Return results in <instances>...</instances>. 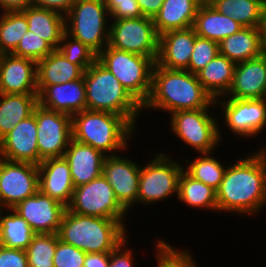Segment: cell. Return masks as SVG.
<instances>
[{
	"label": "cell",
	"mask_w": 266,
	"mask_h": 267,
	"mask_svg": "<svg viewBox=\"0 0 266 267\" xmlns=\"http://www.w3.org/2000/svg\"><path fill=\"white\" fill-rule=\"evenodd\" d=\"M259 149L228 164L216 191L218 212L252 217L263 212L261 210L266 207V147Z\"/></svg>",
	"instance_id": "1"
},
{
	"label": "cell",
	"mask_w": 266,
	"mask_h": 267,
	"mask_svg": "<svg viewBox=\"0 0 266 267\" xmlns=\"http://www.w3.org/2000/svg\"><path fill=\"white\" fill-rule=\"evenodd\" d=\"M217 107L204 90L197 75L187 70L168 69L156 63L152 69L151 92L142 110H164L172 114L180 110Z\"/></svg>",
	"instance_id": "2"
},
{
	"label": "cell",
	"mask_w": 266,
	"mask_h": 267,
	"mask_svg": "<svg viewBox=\"0 0 266 267\" xmlns=\"http://www.w3.org/2000/svg\"><path fill=\"white\" fill-rule=\"evenodd\" d=\"M71 121L72 139L90 145L105 155L123 152L129 147V141L137 136V128L124 116L108 111L86 109L74 114Z\"/></svg>",
	"instance_id": "3"
},
{
	"label": "cell",
	"mask_w": 266,
	"mask_h": 267,
	"mask_svg": "<svg viewBox=\"0 0 266 267\" xmlns=\"http://www.w3.org/2000/svg\"><path fill=\"white\" fill-rule=\"evenodd\" d=\"M126 227L116 219L80 215L66 208L57 235L85 253H103L111 252L128 237Z\"/></svg>",
	"instance_id": "4"
},
{
	"label": "cell",
	"mask_w": 266,
	"mask_h": 267,
	"mask_svg": "<svg viewBox=\"0 0 266 267\" xmlns=\"http://www.w3.org/2000/svg\"><path fill=\"white\" fill-rule=\"evenodd\" d=\"M84 82L86 109L108 111L124 116L137 128L138 114H142V106L97 60L85 70Z\"/></svg>",
	"instance_id": "5"
},
{
	"label": "cell",
	"mask_w": 266,
	"mask_h": 267,
	"mask_svg": "<svg viewBox=\"0 0 266 267\" xmlns=\"http://www.w3.org/2000/svg\"><path fill=\"white\" fill-rule=\"evenodd\" d=\"M97 61L119 80L141 106L144 105L151 92L155 64L150 57L119 50L108 44L97 55Z\"/></svg>",
	"instance_id": "6"
},
{
	"label": "cell",
	"mask_w": 266,
	"mask_h": 267,
	"mask_svg": "<svg viewBox=\"0 0 266 267\" xmlns=\"http://www.w3.org/2000/svg\"><path fill=\"white\" fill-rule=\"evenodd\" d=\"M108 16L105 0H76L65 16V33L98 55L109 43Z\"/></svg>",
	"instance_id": "7"
},
{
	"label": "cell",
	"mask_w": 266,
	"mask_h": 267,
	"mask_svg": "<svg viewBox=\"0 0 266 267\" xmlns=\"http://www.w3.org/2000/svg\"><path fill=\"white\" fill-rule=\"evenodd\" d=\"M210 109L180 110L170 114V130L197 154L214 152L222 143L220 123L211 115Z\"/></svg>",
	"instance_id": "8"
},
{
	"label": "cell",
	"mask_w": 266,
	"mask_h": 267,
	"mask_svg": "<svg viewBox=\"0 0 266 267\" xmlns=\"http://www.w3.org/2000/svg\"><path fill=\"white\" fill-rule=\"evenodd\" d=\"M154 155L141 166L137 205L156 204L173 195L178 196L179 179L184 170L182 162L171 159L163 151Z\"/></svg>",
	"instance_id": "9"
},
{
	"label": "cell",
	"mask_w": 266,
	"mask_h": 267,
	"mask_svg": "<svg viewBox=\"0 0 266 267\" xmlns=\"http://www.w3.org/2000/svg\"><path fill=\"white\" fill-rule=\"evenodd\" d=\"M67 209L80 215L116 219L124 225L125 216L129 213L118 202L103 174L86 184L75 187Z\"/></svg>",
	"instance_id": "10"
},
{
	"label": "cell",
	"mask_w": 266,
	"mask_h": 267,
	"mask_svg": "<svg viewBox=\"0 0 266 267\" xmlns=\"http://www.w3.org/2000/svg\"><path fill=\"white\" fill-rule=\"evenodd\" d=\"M109 45L119 50L150 57L156 62L159 35L149 17L110 19Z\"/></svg>",
	"instance_id": "11"
},
{
	"label": "cell",
	"mask_w": 266,
	"mask_h": 267,
	"mask_svg": "<svg viewBox=\"0 0 266 267\" xmlns=\"http://www.w3.org/2000/svg\"><path fill=\"white\" fill-rule=\"evenodd\" d=\"M215 104L222 107L219 119L238 138L248 139L259 135L266 127V99L218 98ZM223 114V115H222Z\"/></svg>",
	"instance_id": "12"
},
{
	"label": "cell",
	"mask_w": 266,
	"mask_h": 267,
	"mask_svg": "<svg viewBox=\"0 0 266 267\" xmlns=\"http://www.w3.org/2000/svg\"><path fill=\"white\" fill-rule=\"evenodd\" d=\"M37 124L39 164L48 158L63 157L72 139L71 116L37 104L33 110Z\"/></svg>",
	"instance_id": "13"
},
{
	"label": "cell",
	"mask_w": 266,
	"mask_h": 267,
	"mask_svg": "<svg viewBox=\"0 0 266 267\" xmlns=\"http://www.w3.org/2000/svg\"><path fill=\"white\" fill-rule=\"evenodd\" d=\"M39 190L38 165L0 157V208L13 209Z\"/></svg>",
	"instance_id": "14"
},
{
	"label": "cell",
	"mask_w": 266,
	"mask_h": 267,
	"mask_svg": "<svg viewBox=\"0 0 266 267\" xmlns=\"http://www.w3.org/2000/svg\"><path fill=\"white\" fill-rule=\"evenodd\" d=\"M125 157L106 155L102 174L111 185L118 202L130 211L137 205L141 165Z\"/></svg>",
	"instance_id": "15"
},
{
	"label": "cell",
	"mask_w": 266,
	"mask_h": 267,
	"mask_svg": "<svg viewBox=\"0 0 266 267\" xmlns=\"http://www.w3.org/2000/svg\"><path fill=\"white\" fill-rule=\"evenodd\" d=\"M66 208L38 190L17 204L13 211L28 222L35 234H57Z\"/></svg>",
	"instance_id": "16"
},
{
	"label": "cell",
	"mask_w": 266,
	"mask_h": 267,
	"mask_svg": "<svg viewBox=\"0 0 266 267\" xmlns=\"http://www.w3.org/2000/svg\"><path fill=\"white\" fill-rule=\"evenodd\" d=\"M0 157L39 165L36 117L32 113L0 140Z\"/></svg>",
	"instance_id": "17"
},
{
	"label": "cell",
	"mask_w": 266,
	"mask_h": 267,
	"mask_svg": "<svg viewBox=\"0 0 266 267\" xmlns=\"http://www.w3.org/2000/svg\"><path fill=\"white\" fill-rule=\"evenodd\" d=\"M36 62L13 54H0V93L38 94Z\"/></svg>",
	"instance_id": "18"
},
{
	"label": "cell",
	"mask_w": 266,
	"mask_h": 267,
	"mask_svg": "<svg viewBox=\"0 0 266 267\" xmlns=\"http://www.w3.org/2000/svg\"><path fill=\"white\" fill-rule=\"evenodd\" d=\"M266 96V55L236 63L233 83L224 98L261 99Z\"/></svg>",
	"instance_id": "19"
},
{
	"label": "cell",
	"mask_w": 266,
	"mask_h": 267,
	"mask_svg": "<svg viewBox=\"0 0 266 267\" xmlns=\"http://www.w3.org/2000/svg\"><path fill=\"white\" fill-rule=\"evenodd\" d=\"M193 27L170 30L159 36L156 64L163 68L186 70L194 49Z\"/></svg>",
	"instance_id": "20"
},
{
	"label": "cell",
	"mask_w": 266,
	"mask_h": 267,
	"mask_svg": "<svg viewBox=\"0 0 266 267\" xmlns=\"http://www.w3.org/2000/svg\"><path fill=\"white\" fill-rule=\"evenodd\" d=\"M39 190L64 206L71 202L75 189L70 167L64 157L48 158L38 165Z\"/></svg>",
	"instance_id": "21"
},
{
	"label": "cell",
	"mask_w": 266,
	"mask_h": 267,
	"mask_svg": "<svg viewBox=\"0 0 266 267\" xmlns=\"http://www.w3.org/2000/svg\"><path fill=\"white\" fill-rule=\"evenodd\" d=\"M42 107L70 115L86 110V87L82 78L47 86L38 95Z\"/></svg>",
	"instance_id": "22"
},
{
	"label": "cell",
	"mask_w": 266,
	"mask_h": 267,
	"mask_svg": "<svg viewBox=\"0 0 266 267\" xmlns=\"http://www.w3.org/2000/svg\"><path fill=\"white\" fill-rule=\"evenodd\" d=\"M63 157L69 164L73 185L77 187L102 174L106 155L90 145L71 139Z\"/></svg>",
	"instance_id": "23"
},
{
	"label": "cell",
	"mask_w": 266,
	"mask_h": 267,
	"mask_svg": "<svg viewBox=\"0 0 266 267\" xmlns=\"http://www.w3.org/2000/svg\"><path fill=\"white\" fill-rule=\"evenodd\" d=\"M37 92L38 95L47 87L63 84L84 76V70L69 62L57 49L37 63Z\"/></svg>",
	"instance_id": "24"
},
{
	"label": "cell",
	"mask_w": 266,
	"mask_h": 267,
	"mask_svg": "<svg viewBox=\"0 0 266 267\" xmlns=\"http://www.w3.org/2000/svg\"><path fill=\"white\" fill-rule=\"evenodd\" d=\"M219 54L240 63L263 54L261 27H243L218 43Z\"/></svg>",
	"instance_id": "25"
},
{
	"label": "cell",
	"mask_w": 266,
	"mask_h": 267,
	"mask_svg": "<svg viewBox=\"0 0 266 267\" xmlns=\"http://www.w3.org/2000/svg\"><path fill=\"white\" fill-rule=\"evenodd\" d=\"M198 8L196 0H164L153 18L157 34L192 27Z\"/></svg>",
	"instance_id": "26"
},
{
	"label": "cell",
	"mask_w": 266,
	"mask_h": 267,
	"mask_svg": "<svg viewBox=\"0 0 266 267\" xmlns=\"http://www.w3.org/2000/svg\"><path fill=\"white\" fill-rule=\"evenodd\" d=\"M192 27L197 36L218 43L243 28L233 18L218 12L213 6L199 7Z\"/></svg>",
	"instance_id": "27"
},
{
	"label": "cell",
	"mask_w": 266,
	"mask_h": 267,
	"mask_svg": "<svg viewBox=\"0 0 266 267\" xmlns=\"http://www.w3.org/2000/svg\"><path fill=\"white\" fill-rule=\"evenodd\" d=\"M235 63L226 56L218 54L200 72L198 81L215 101L225 97L233 83Z\"/></svg>",
	"instance_id": "28"
},
{
	"label": "cell",
	"mask_w": 266,
	"mask_h": 267,
	"mask_svg": "<svg viewBox=\"0 0 266 267\" xmlns=\"http://www.w3.org/2000/svg\"><path fill=\"white\" fill-rule=\"evenodd\" d=\"M27 18L28 31L49 42L58 49L65 33V16L58 12L30 5L21 11Z\"/></svg>",
	"instance_id": "29"
},
{
	"label": "cell",
	"mask_w": 266,
	"mask_h": 267,
	"mask_svg": "<svg viewBox=\"0 0 266 267\" xmlns=\"http://www.w3.org/2000/svg\"><path fill=\"white\" fill-rule=\"evenodd\" d=\"M37 104L38 94L0 93V140L30 116Z\"/></svg>",
	"instance_id": "30"
},
{
	"label": "cell",
	"mask_w": 266,
	"mask_h": 267,
	"mask_svg": "<svg viewBox=\"0 0 266 267\" xmlns=\"http://www.w3.org/2000/svg\"><path fill=\"white\" fill-rule=\"evenodd\" d=\"M213 7L243 27H261L266 13V0H219Z\"/></svg>",
	"instance_id": "31"
},
{
	"label": "cell",
	"mask_w": 266,
	"mask_h": 267,
	"mask_svg": "<svg viewBox=\"0 0 266 267\" xmlns=\"http://www.w3.org/2000/svg\"><path fill=\"white\" fill-rule=\"evenodd\" d=\"M0 210V245L26 250L35 235L28 222L13 209ZM7 214H4V213ZM10 213V214H9Z\"/></svg>",
	"instance_id": "32"
},
{
	"label": "cell",
	"mask_w": 266,
	"mask_h": 267,
	"mask_svg": "<svg viewBox=\"0 0 266 267\" xmlns=\"http://www.w3.org/2000/svg\"><path fill=\"white\" fill-rule=\"evenodd\" d=\"M187 206L218 212L217 193L212 187L193 179L184 170L179 179L178 196Z\"/></svg>",
	"instance_id": "33"
},
{
	"label": "cell",
	"mask_w": 266,
	"mask_h": 267,
	"mask_svg": "<svg viewBox=\"0 0 266 267\" xmlns=\"http://www.w3.org/2000/svg\"><path fill=\"white\" fill-rule=\"evenodd\" d=\"M212 153H201L191 161L185 159L184 161L189 165L185 164L187 167H184V171L193 179L201 181L217 191L227 167L223 165L224 162L221 163L219 158H214V153Z\"/></svg>",
	"instance_id": "34"
},
{
	"label": "cell",
	"mask_w": 266,
	"mask_h": 267,
	"mask_svg": "<svg viewBox=\"0 0 266 267\" xmlns=\"http://www.w3.org/2000/svg\"><path fill=\"white\" fill-rule=\"evenodd\" d=\"M28 26L21 11L0 13V54H11L28 32Z\"/></svg>",
	"instance_id": "35"
},
{
	"label": "cell",
	"mask_w": 266,
	"mask_h": 267,
	"mask_svg": "<svg viewBox=\"0 0 266 267\" xmlns=\"http://www.w3.org/2000/svg\"><path fill=\"white\" fill-rule=\"evenodd\" d=\"M57 242V234H35L25 250L28 267H54L53 258Z\"/></svg>",
	"instance_id": "36"
},
{
	"label": "cell",
	"mask_w": 266,
	"mask_h": 267,
	"mask_svg": "<svg viewBox=\"0 0 266 267\" xmlns=\"http://www.w3.org/2000/svg\"><path fill=\"white\" fill-rule=\"evenodd\" d=\"M155 243L156 249L154 251H156L157 267H200L196 264L192 253H189L188 249L179 250L162 239L155 240Z\"/></svg>",
	"instance_id": "37"
},
{
	"label": "cell",
	"mask_w": 266,
	"mask_h": 267,
	"mask_svg": "<svg viewBox=\"0 0 266 267\" xmlns=\"http://www.w3.org/2000/svg\"><path fill=\"white\" fill-rule=\"evenodd\" d=\"M69 62L84 71L97 60V54L81 41L64 33L57 49Z\"/></svg>",
	"instance_id": "38"
},
{
	"label": "cell",
	"mask_w": 266,
	"mask_h": 267,
	"mask_svg": "<svg viewBox=\"0 0 266 267\" xmlns=\"http://www.w3.org/2000/svg\"><path fill=\"white\" fill-rule=\"evenodd\" d=\"M54 50L55 48L49 42L37 36L34 32L28 31L11 54L31 59L37 63Z\"/></svg>",
	"instance_id": "39"
},
{
	"label": "cell",
	"mask_w": 266,
	"mask_h": 267,
	"mask_svg": "<svg viewBox=\"0 0 266 267\" xmlns=\"http://www.w3.org/2000/svg\"><path fill=\"white\" fill-rule=\"evenodd\" d=\"M218 54V42L196 35L194 49L186 70L197 74Z\"/></svg>",
	"instance_id": "40"
},
{
	"label": "cell",
	"mask_w": 266,
	"mask_h": 267,
	"mask_svg": "<svg viewBox=\"0 0 266 267\" xmlns=\"http://www.w3.org/2000/svg\"><path fill=\"white\" fill-rule=\"evenodd\" d=\"M86 253L58 238L53 258L54 267H84Z\"/></svg>",
	"instance_id": "41"
},
{
	"label": "cell",
	"mask_w": 266,
	"mask_h": 267,
	"mask_svg": "<svg viewBox=\"0 0 266 267\" xmlns=\"http://www.w3.org/2000/svg\"><path fill=\"white\" fill-rule=\"evenodd\" d=\"M111 19L139 18L143 14L136 0H105Z\"/></svg>",
	"instance_id": "42"
},
{
	"label": "cell",
	"mask_w": 266,
	"mask_h": 267,
	"mask_svg": "<svg viewBox=\"0 0 266 267\" xmlns=\"http://www.w3.org/2000/svg\"><path fill=\"white\" fill-rule=\"evenodd\" d=\"M0 267H28L26 251L0 245Z\"/></svg>",
	"instance_id": "43"
},
{
	"label": "cell",
	"mask_w": 266,
	"mask_h": 267,
	"mask_svg": "<svg viewBox=\"0 0 266 267\" xmlns=\"http://www.w3.org/2000/svg\"><path fill=\"white\" fill-rule=\"evenodd\" d=\"M129 238L123 240L114 250L110 252L109 267H133L134 257L133 250L127 248L129 245Z\"/></svg>",
	"instance_id": "44"
},
{
	"label": "cell",
	"mask_w": 266,
	"mask_h": 267,
	"mask_svg": "<svg viewBox=\"0 0 266 267\" xmlns=\"http://www.w3.org/2000/svg\"><path fill=\"white\" fill-rule=\"evenodd\" d=\"M32 5L45 8L66 16L76 0H31Z\"/></svg>",
	"instance_id": "45"
},
{
	"label": "cell",
	"mask_w": 266,
	"mask_h": 267,
	"mask_svg": "<svg viewBox=\"0 0 266 267\" xmlns=\"http://www.w3.org/2000/svg\"><path fill=\"white\" fill-rule=\"evenodd\" d=\"M110 252L86 253L84 267H109Z\"/></svg>",
	"instance_id": "46"
},
{
	"label": "cell",
	"mask_w": 266,
	"mask_h": 267,
	"mask_svg": "<svg viewBox=\"0 0 266 267\" xmlns=\"http://www.w3.org/2000/svg\"><path fill=\"white\" fill-rule=\"evenodd\" d=\"M144 17L154 18L164 0H136Z\"/></svg>",
	"instance_id": "47"
},
{
	"label": "cell",
	"mask_w": 266,
	"mask_h": 267,
	"mask_svg": "<svg viewBox=\"0 0 266 267\" xmlns=\"http://www.w3.org/2000/svg\"><path fill=\"white\" fill-rule=\"evenodd\" d=\"M30 5H32L31 0H0V12L23 11Z\"/></svg>",
	"instance_id": "48"
},
{
	"label": "cell",
	"mask_w": 266,
	"mask_h": 267,
	"mask_svg": "<svg viewBox=\"0 0 266 267\" xmlns=\"http://www.w3.org/2000/svg\"><path fill=\"white\" fill-rule=\"evenodd\" d=\"M261 31H262V49H263V54L266 55V13L264 17V21L261 25Z\"/></svg>",
	"instance_id": "49"
},
{
	"label": "cell",
	"mask_w": 266,
	"mask_h": 267,
	"mask_svg": "<svg viewBox=\"0 0 266 267\" xmlns=\"http://www.w3.org/2000/svg\"><path fill=\"white\" fill-rule=\"evenodd\" d=\"M199 7L202 6H213L219 0H196Z\"/></svg>",
	"instance_id": "50"
}]
</instances>
